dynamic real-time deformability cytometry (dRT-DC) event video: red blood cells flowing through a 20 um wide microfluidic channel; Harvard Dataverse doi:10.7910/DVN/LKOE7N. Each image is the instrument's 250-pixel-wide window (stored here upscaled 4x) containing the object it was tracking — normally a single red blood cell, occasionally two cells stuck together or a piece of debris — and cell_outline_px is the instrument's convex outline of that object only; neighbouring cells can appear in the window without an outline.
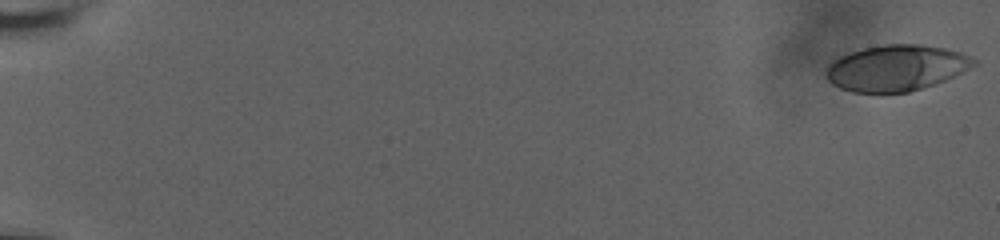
{"species": "human", "species_latin": "Homo sapiens", "temperature_condition": "room temperature", "stored_images_in_passage": 17, "camera_frame_rate_fps": 3000, "um_per_image_px": 0.085, "donor": {"sex": "male"}, "frame": {"image": 1, "passage_image": 1, "time_ms": 0.0, "image_size_px": [1000, 240], "cell_outline_px": [[980, 64], [956, 76], [908, 92], [852, 92], [840, 88], [832, 84], [824, 76], [824, 72], [828, 64], [840, 56], [864, 48], [884, 44], [920, 44], [944, 48], [960, 52], [976, 60]], "centroid_in_image_um": [76.18, 5.77], "position_along_channel_um": 8.8, "area_um2": 39.59}}
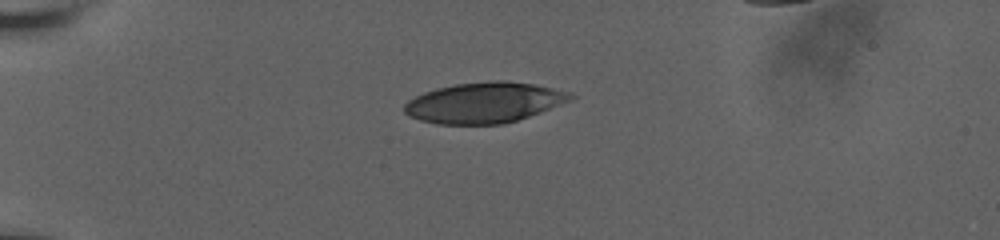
{"frame": {"image": 2, "passage_image": 12, "time_ms": 5.667, "image_size_px": [1000, 240], "cell_outline_px": [[576, 96], [568, 100], [540, 112], [516, 120], [500, 124], [436, 124], [420, 120], [408, 116], [404, 112], [404, 104], [408, 100], [424, 92], [436, 88], [456, 84], [488, 80], [508, 80], [536, 84], [572, 92]], "centroid_in_image_um": [41.14, 8.7], "position_along_channel_um": 43.9, "area_um2": 39.3}}
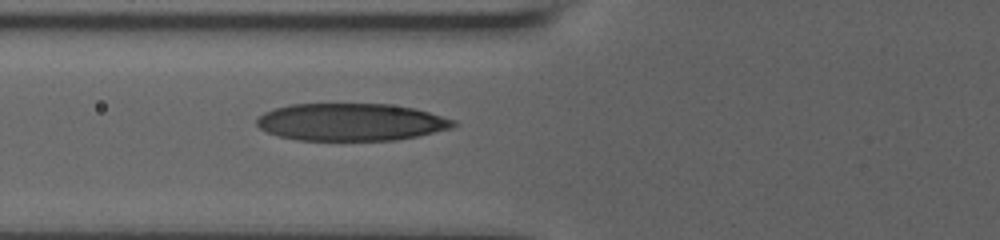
{"frame": {"image": 3, "passage_image": 17, "time_ms": 8.333, "image_size_px": [1000, 240], "cell_outline_px": [[456, 124], [452, 128], [416, 136], [396, 140], [296, 140], [280, 136], [268, 132], [260, 128], [256, 124], [256, 120], [264, 112], [272, 108], [292, 104], [388, 104], [412, 108], [428, 112], [456, 120]], "centroid_in_image_um": [29.81, 10.37], "position_along_channel_um": 96.0, "area_um2": 42.71}}